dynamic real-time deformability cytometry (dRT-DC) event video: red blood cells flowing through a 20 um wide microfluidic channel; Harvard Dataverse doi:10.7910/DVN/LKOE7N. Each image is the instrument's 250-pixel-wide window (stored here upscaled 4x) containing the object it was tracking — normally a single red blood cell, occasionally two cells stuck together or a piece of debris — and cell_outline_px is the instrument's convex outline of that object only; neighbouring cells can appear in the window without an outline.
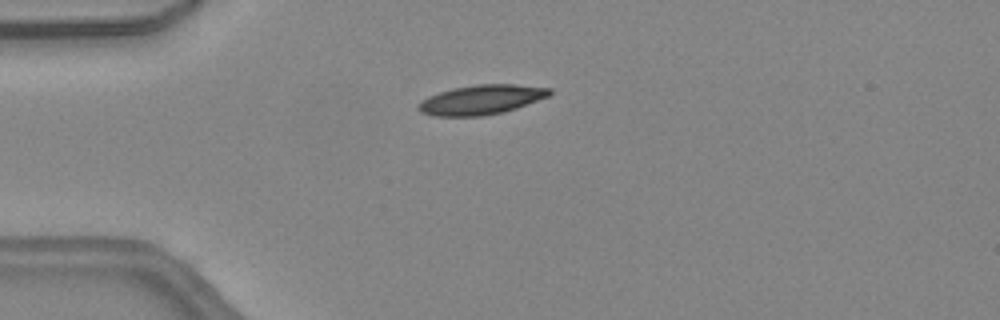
{"species": "common noctule bat (a hibernating species)", "species_latin": "Nyctalus noctula", "temperature_condition": "warm", "stored_images_in_passage": 35, "camera_frame_rate_fps": 3000, "um_per_image_px": 0.085, "animal": {"sex": "female", "body_mass_g": 24.6, "forearm_length_mm": 56.2}, "frame": {"image": 1, "passage_image": 1, "time_ms": 0.0, "image_size_px": [1000, 320], "cell_outline_px": [[552, 92], [548, 96], [516, 108], [504, 112], [484, 116], [432, 116], [420, 112], [416, 108], [416, 104], [428, 96], [452, 88], [476, 84], [516, 84], [552, 88]], "centroid_in_image_um": [40.88, 8.47], "position_along_channel_um": 44.1, "area_um2": 22.77}}
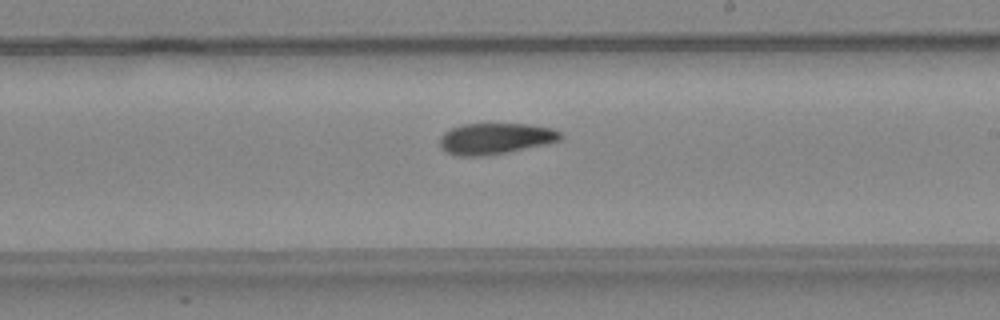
{"frame": {"image": 2, "passage_image": 16, "time_ms": 5.0, "image_size_px": [1000, 320], "cell_outline_px": [[564, 136], [560, 140], [544, 144], [508, 152], [480, 156], [456, 156], [440, 148], [440, 136], [444, 132], [460, 124], [528, 124], [552, 128], [560, 132]], "centroid_in_image_um": [42.08, 11.77], "position_along_channel_um": 246.9, "area_um2": 21.85}}
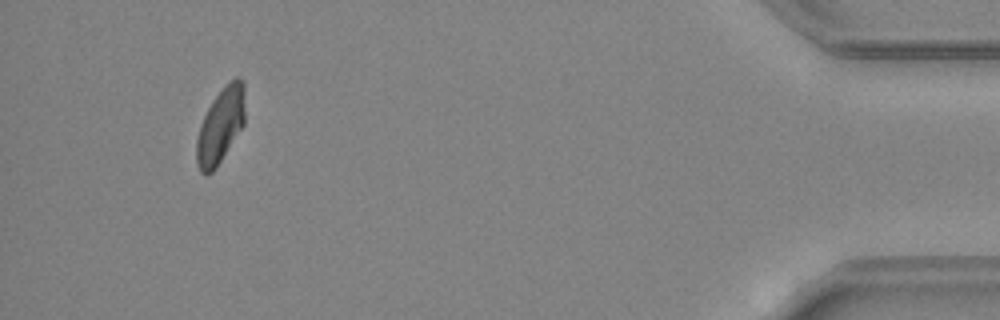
{"frame": {"image": 3, "passage_image": 32, "time_ms": 10.333, "image_size_px": [1000, 320], "cell_outline_px": [[244, 124], [216, 168], [208, 176], [204, 176], [200, 172], [196, 164], [196, 140], [200, 124], [212, 100], [224, 84], [228, 80], [236, 76], [244, 80]], "centroid_in_image_um": [18.73, 10.67], "position_along_channel_um": 416.5, "area_um2": 21.56}, "authors_computed_cell_mechanics": {"area_um2": 22.253, "velocity_mm_per_s": 4.5112, "shape_relaxation_time_tau1_ms": 7.455, "shape_relaxation_time_tau2_ms": null, "deformation_change_tau1": 0.184, "deformation_change_tau2": null}}